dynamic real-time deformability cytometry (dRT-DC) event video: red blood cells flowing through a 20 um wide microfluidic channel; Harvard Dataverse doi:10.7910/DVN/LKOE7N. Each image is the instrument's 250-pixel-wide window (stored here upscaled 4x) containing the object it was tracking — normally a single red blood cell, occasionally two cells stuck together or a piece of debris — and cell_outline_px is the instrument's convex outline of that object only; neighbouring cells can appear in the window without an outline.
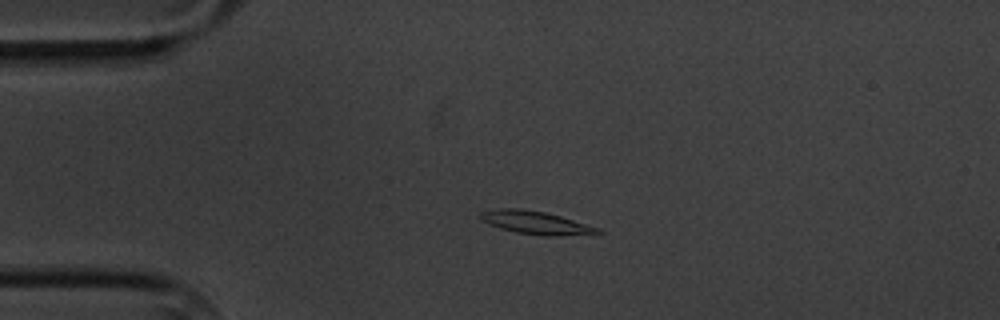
{"species": "common noctule bat (a hibernating species)", "species_latin": "Nyctalus noctula", "temperature_condition": "cold", "stored_images_in_passage": 5, "camera_frame_rate_fps": 3000, "um_per_image_px": 0.085, "animal": {"sex": "male", "body_mass_g": 20.1, "forearm_length_mm": 53.5}, "frame": {"image": 1, "passage_image": 3, "time_ms": 2.333, "image_size_px": [1000, 320], "cell_outline_px": [[604, 232], [596, 236], [544, 236], [516, 232], [500, 228], [488, 224], [480, 220], [480, 212], [496, 208], [520, 208], [544, 212], [560, 216], [600, 228]], "centroid_in_image_um": [45.64, 18.95], "position_along_channel_um": 39.4, "area_um2": 16.24}}
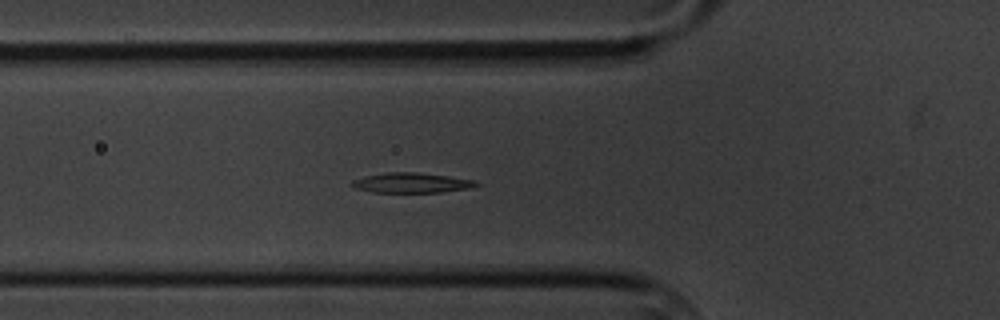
{"frame": {"image": 2, "passage_image": 5, "time_ms": 4.667, "image_size_px": [1000, 320], "cell_outline_px": [[480, 184], [472, 188], [440, 192], [372, 192], [352, 188], [348, 184], [352, 180], [364, 176], [388, 172], [420, 172], [476, 180]], "centroid_in_image_um": [34.94, 15.53], "position_along_channel_um": 90.9, "area_um2": 14.74}}